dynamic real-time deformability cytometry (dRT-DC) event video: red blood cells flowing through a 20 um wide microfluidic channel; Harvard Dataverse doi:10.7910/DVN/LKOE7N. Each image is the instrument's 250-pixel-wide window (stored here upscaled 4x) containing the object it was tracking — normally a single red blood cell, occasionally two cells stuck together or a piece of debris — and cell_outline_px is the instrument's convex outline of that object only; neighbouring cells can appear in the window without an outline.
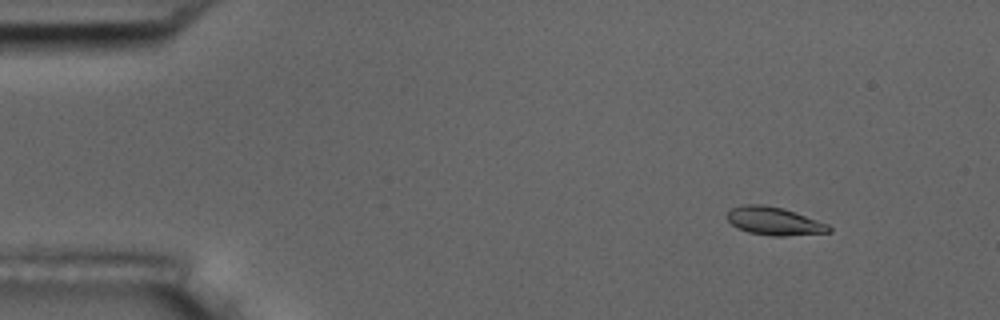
{"species": "common noctule bat (a hibernating species)", "species_latin": "Nyctalus noctula", "temperature_condition": "room temperature", "stored_images_in_passage": 56, "camera_frame_rate_fps": 3000, "um_per_image_px": 0.085, "animal": {"sex": "male", "body_mass_g": 17.5, "forearm_length_mm": 52.3}, "frame": {"image": 1, "passage_image": 7, "time_ms": 2.0, "image_size_px": [1000, 320], "cell_outline_px": [[832, 232], [784, 236], [772, 236], [748, 232], [736, 228], [728, 220], [728, 212], [732, 208], [744, 204], [764, 204], [784, 208], [828, 224], [832, 228]], "centroid_in_image_um": [65.81, 18.79], "position_along_channel_um": 19.2, "area_um2": 16.7}}
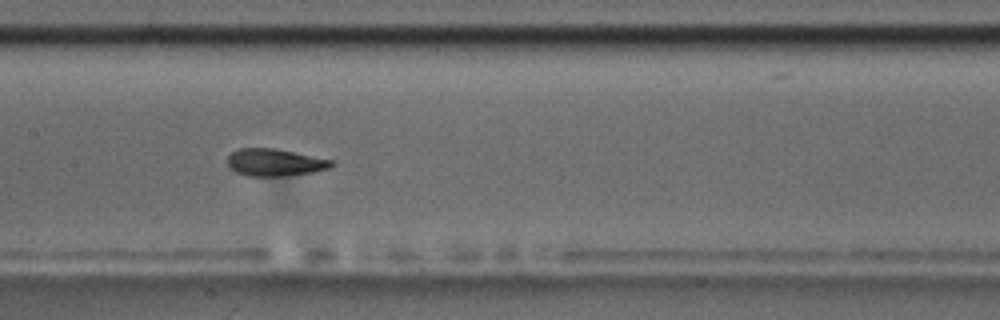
{"frame": {"image": 2, "passage_image": 28, "time_ms": 9.0, "image_size_px": [1000, 320], "cell_outline_px": [[336, 164], [328, 168], [312, 172], [280, 176], [248, 176], [236, 172], [228, 168], [228, 156], [232, 152], [240, 148], [276, 148], [336, 160]], "centroid_in_image_um": [23.39, 13.79], "position_along_channel_um": 184.0, "area_um2": 16.7}}
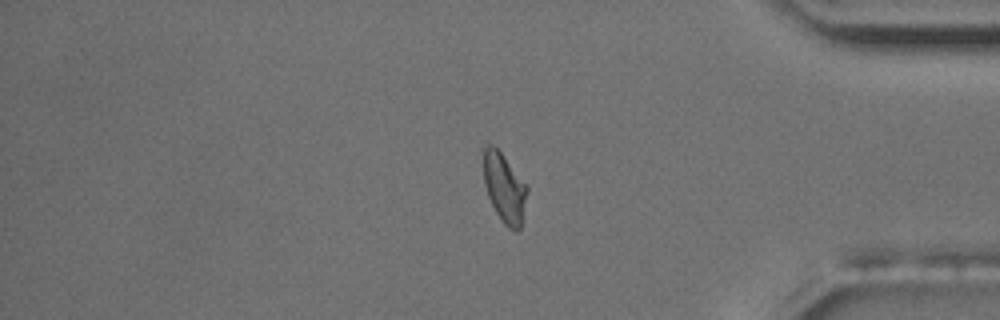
{"frame": {"image": 3, "passage_image": 47, "time_ms": 15.333, "image_size_px": [1000, 320], "cell_outline_px": [[528, 192], [520, 228], [516, 232], [508, 228], [504, 224], [496, 212], [488, 196], [484, 184], [480, 148], [488, 144], [492, 144], [500, 152], [528, 188]], "centroid_in_image_um": [42.81, 15.93], "position_along_channel_um": 392.4, "area_um2": 17.74}, "authors_computed_cell_mechanics": {"area_um2": 16.9354, "velocity_mm_per_s": 3.6689, "shape_relaxation_time_tau1_ms": 3.0311, "shape_relaxation_time_tau2_ms": 1.0914, "deformation_change_tau1": 0.1466, "deformation_change_tau2": 0.0659}}